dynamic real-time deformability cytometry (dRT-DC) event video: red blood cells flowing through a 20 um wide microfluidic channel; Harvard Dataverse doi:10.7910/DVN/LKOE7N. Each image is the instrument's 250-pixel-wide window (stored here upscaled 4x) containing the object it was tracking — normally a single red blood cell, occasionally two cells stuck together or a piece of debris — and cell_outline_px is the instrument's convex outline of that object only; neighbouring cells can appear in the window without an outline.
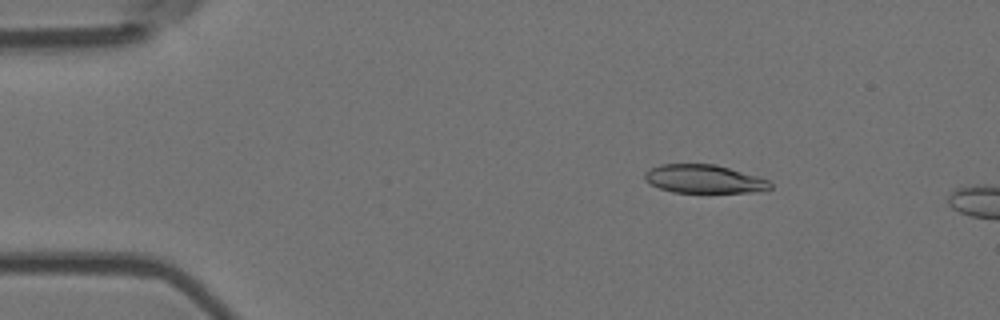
{"species": "Egyptian fruit bat (a non-hibernating species)", "species_latin": "Rousettus aegyptiacus", "temperature_condition": "room temperature", "stored_images_in_passage": 3, "camera_frame_rate_fps": 3000, "um_per_image_px": 0.085, "animal": {"sex": "female"}, "frame": {"image": 1, "passage_image": 1, "time_ms": 0.0, "image_size_px": [1000, 320], "cell_outline_px": [[772, 188], [760, 192], [672, 192], [660, 188], [644, 180], [644, 172], [660, 164], [716, 164], [756, 176], [768, 180], [772, 184]], "centroid_in_image_um": [59.85, 15.21], "position_along_channel_um": 25.2, "area_um2": 20.69}}